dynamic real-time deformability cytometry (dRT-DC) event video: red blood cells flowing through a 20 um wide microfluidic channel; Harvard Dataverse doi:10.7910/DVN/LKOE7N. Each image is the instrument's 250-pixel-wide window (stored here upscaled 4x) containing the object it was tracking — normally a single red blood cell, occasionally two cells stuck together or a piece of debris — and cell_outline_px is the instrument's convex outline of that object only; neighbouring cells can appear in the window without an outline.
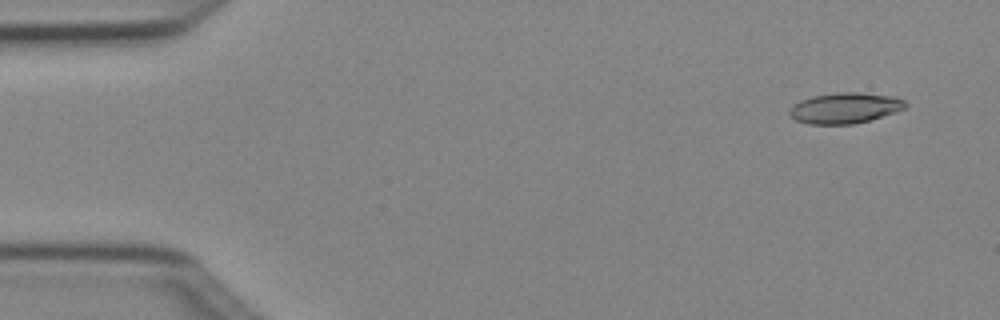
{"species": "Egyptian fruit bat (a non-hibernating species)", "species_latin": "Rousettus aegyptiacus", "temperature_condition": "cold", "stored_images_in_passage": 4, "camera_frame_rate_fps": 3000, "um_per_image_px": 0.085, "animal": {"sex": "female"}, "frame": {"image": 1, "passage_image": 1, "time_ms": 0.0, "image_size_px": [1000, 320], "cell_outline_px": [[908, 104], [904, 108], [896, 112], [868, 120], [852, 124], [808, 124], [796, 120], [788, 116], [788, 108], [792, 104], [800, 100], [812, 96], [836, 92], [856, 92], [896, 96], [904, 100]], "centroid_in_image_um": [71.77, 9.17], "position_along_channel_um": 13.2, "area_um2": 20.98}}
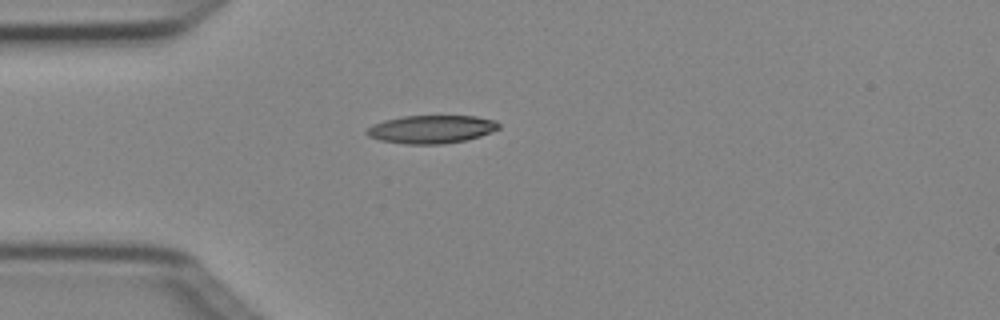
{"frame": {"image": 2, "passage_image": 4, "time_ms": 1.0, "image_size_px": [1000, 320], "cell_outline_px": [[500, 128], [492, 132], [480, 136], [464, 140], [444, 144], [408, 144], [380, 140], [368, 136], [364, 132], [372, 124], [384, 120], [404, 116], [476, 116], [496, 120], [500, 124]], "centroid_in_image_um": [36.68, 10.98], "position_along_channel_um": 48.3, "area_um2": 21.68}}